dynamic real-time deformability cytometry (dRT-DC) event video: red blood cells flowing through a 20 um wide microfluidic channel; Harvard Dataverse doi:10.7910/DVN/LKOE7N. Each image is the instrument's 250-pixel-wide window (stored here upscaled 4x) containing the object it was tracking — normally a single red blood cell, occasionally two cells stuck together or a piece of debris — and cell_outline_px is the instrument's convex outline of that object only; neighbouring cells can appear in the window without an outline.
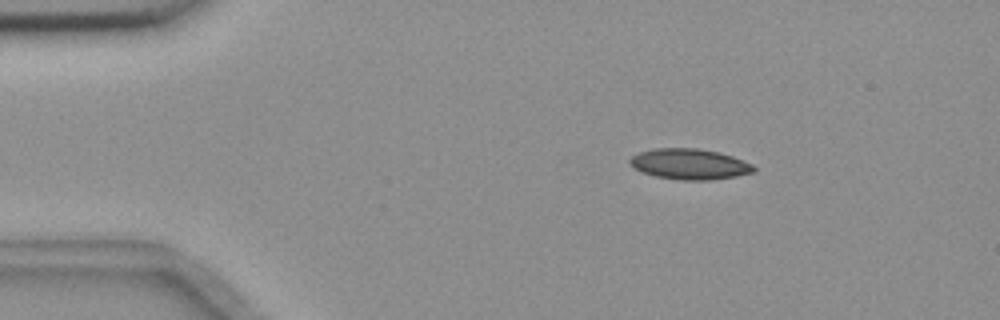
{"species": "common noctule bat (a hibernating species)", "species_latin": "Nyctalus noctula", "temperature_condition": "room temperature", "stored_images_in_passage": 4, "camera_frame_rate_fps": 3000, "um_per_image_px": 0.085, "animal": {"sex": "female", "body_mass_g": 18.4}, "frame": {"image": 1, "passage_image": 2, "time_ms": 0.333, "image_size_px": [1000, 320], "cell_outline_px": [[756, 172], [736, 176], [712, 180], [680, 180], [656, 176], [640, 172], [628, 164], [628, 160], [632, 156], [640, 152], [652, 148], [696, 148], [720, 152], [732, 156], [752, 164], [756, 168]], "centroid_in_image_um": [58.6, 13.95], "position_along_channel_um": 26.4, "area_um2": 22.37}}